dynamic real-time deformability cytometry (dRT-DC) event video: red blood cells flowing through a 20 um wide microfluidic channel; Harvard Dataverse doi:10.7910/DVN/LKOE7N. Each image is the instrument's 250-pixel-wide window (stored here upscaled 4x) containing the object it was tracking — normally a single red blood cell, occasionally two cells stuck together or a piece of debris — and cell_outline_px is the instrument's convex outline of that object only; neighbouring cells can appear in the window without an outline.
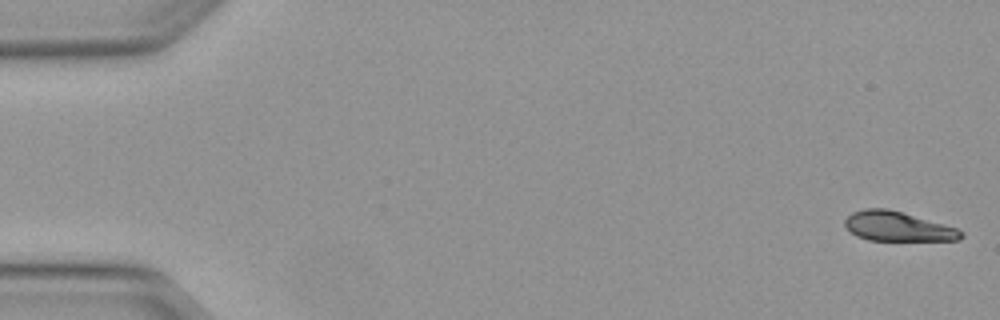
{"species": "Egyptian fruit bat (a non-hibernating species)", "species_latin": "Rousettus aegyptiacus", "temperature_condition": "warm", "stored_images_in_passage": 24, "camera_frame_rate_fps": 3000, "um_per_image_px": 0.085, "animal": {"sex": "female"}, "frame": {"image": 1, "passage_image": 1, "time_ms": 0.0, "image_size_px": [1000, 320], "cell_outline_px": [[964, 236], [960, 240], [868, 240], [856, 236], [844, 224], [844, 220], [852, 212], [864, 208], [884, 208], [900, 212], [956, 228], [964, 232]], "centroid_in_image_um": [76.28, 19.25], "position_along_channel_um": 8.7, "area_um2": 19.65}}
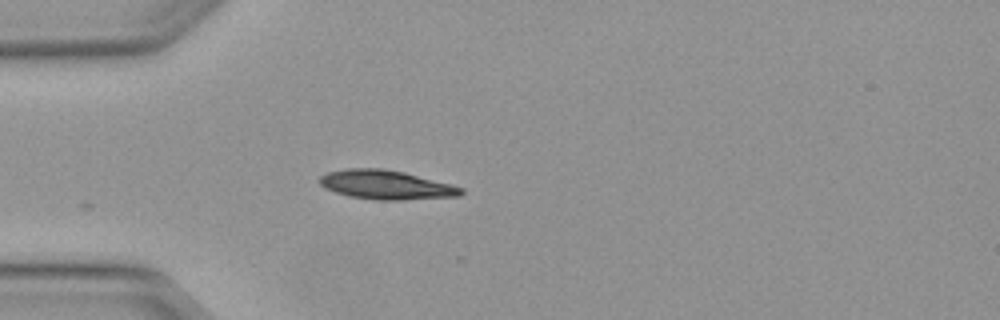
{"frame": {"image": 2, "passage_image": 14, "time_ms": 4.333, "image_size_px": [1000, 320], "cell_outline_px": [[464, 192], [460, 196], [404, 200], [376, 200], [348, 196], [324, 188], [316, 180], [320, 176], [328, 172], [348, 168], [384, 168], [404, 172], [452, 184], [464, 188]], "centroid_in_image_um": [32.82, 15.71], "position_along_channel_um": 52.2, "area_um2": 24.28}}
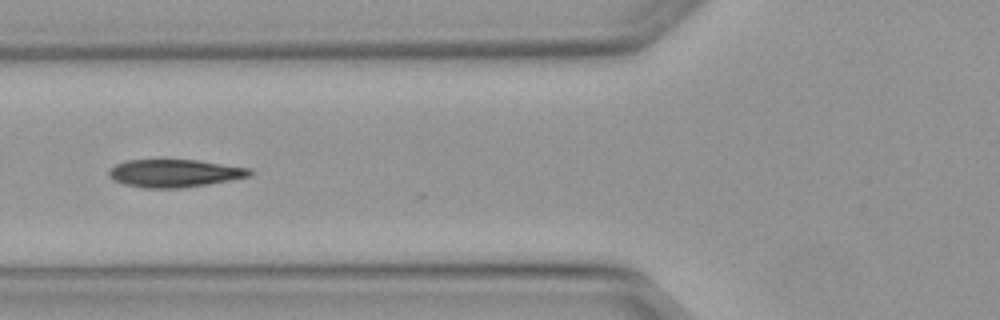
{"frame": {"image": 3, "passage_image": 19, "time_ms": 6.0, "image_size_px": [1000, 320], "cell_outline_px": [[256, 172], [252, 176], [208, 184], [180, 188], [144, 188], [124, 184], [112, 180], [108, 176], [108, 172], [116, 164], [128, 160], [196, 160], [252, 168]], "centroid_in_image_um": [14.88, 14.73], "position_along_channel_um": 110.9, "area_um2": 22.95}}